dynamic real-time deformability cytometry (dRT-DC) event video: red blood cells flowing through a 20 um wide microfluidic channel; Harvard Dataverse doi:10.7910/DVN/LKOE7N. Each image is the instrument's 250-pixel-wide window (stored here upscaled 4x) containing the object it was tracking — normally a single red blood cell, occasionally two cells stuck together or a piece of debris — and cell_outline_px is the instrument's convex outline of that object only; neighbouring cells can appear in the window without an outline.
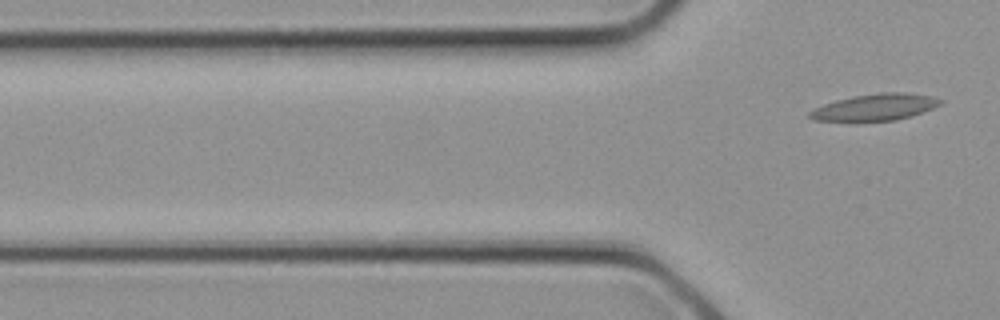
{"species": "common noctule bat (a hibernating species)", "species_latin": "Nyctalus noctula", "temperature_condition": "cold", "stored_images_in_passage": 3, "camera_frame_rate_fps": 3000, "um_per_image_px": 0.085, "animal": {"sex": "female", "body_mass_g": 21.9}, "frame": {"image": 1, "passage_image": 3, "time_ms": 0.667, "image_size_px": [1000, 320], "cell_outline_px": [[944, 100], [940, 104], [924, 112], [912, 116], [896, 120], [856, 124], [812, 120], [808, 116], [808, 112], [824, 104], [836, 100], [852, 96], [880, 92], [904, 92], [932, 96]], "centroid_in_image_um": [74.32, 9.16], "position_along_channel_um": 51.5, "area_um2": 21.27}}